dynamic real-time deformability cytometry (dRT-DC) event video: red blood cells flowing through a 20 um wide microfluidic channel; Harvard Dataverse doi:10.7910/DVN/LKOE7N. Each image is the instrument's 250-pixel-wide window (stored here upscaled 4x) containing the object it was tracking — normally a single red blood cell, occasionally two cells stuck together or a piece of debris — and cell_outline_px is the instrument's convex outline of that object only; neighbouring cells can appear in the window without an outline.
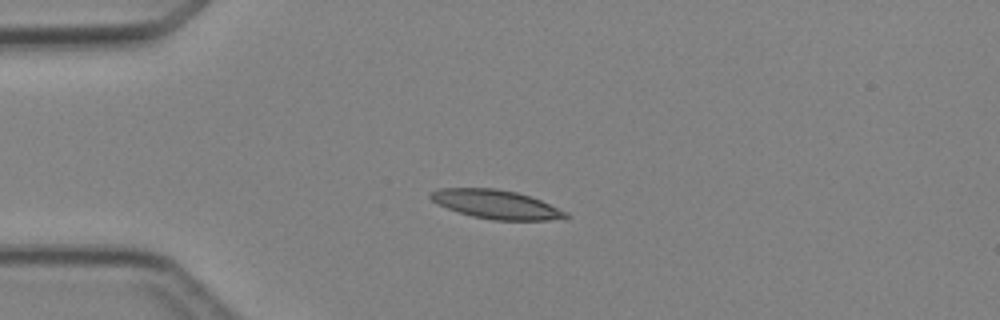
{"species": "Egyptian fruit bat (a non-hibernating species)", "species_latin": "Rousettus aegyptiacus", "temperature_condition": "cold", "stored_images_in_passage": 4, "camera_frame_rate_fps": 3000, "um_per_image_px": 0.085, "animal": {"sex": "female"}, "frame": {"image": 1, "passage_image": 2, "time_ms": 2.0, "image_size_px": [1000, 320], "cell_outline_px": [[568, 216], [548, 220], [492, 220], [472, 216], [448, 208], [432, 200], [428, 196], [432, 192], [440, 188], [496, 188], [516, 192], [540, 200], [568, 212]], "centroid_in_image_um": [42.16, 17.36], "position_along_channel_um": 42.8, "area_um2": 22.31}}
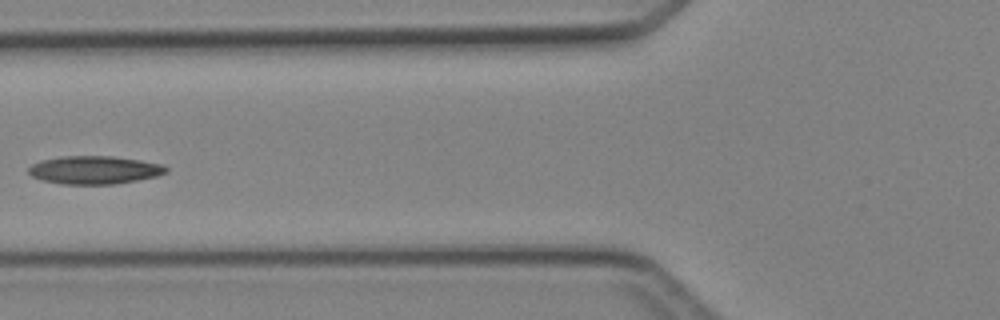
{"frame": {"image": 2, "passage_image": 4, "time_ms": 4.333, "image_size_px": [1000, 320], "cell_outline_px": [[168, 172], [156, 176], [116, 184], [64, 184], [40, 180], [32, 176], [28, 172], [28, 168], [32, 164], [40, 160], [60, 156], [112, 156], [140, 160], [164, 164], [168, 168]], "centroid_in_image_um": [8.02, 14.44], "position_along_channel_um": 117.8, "area_um2": 22.66}}